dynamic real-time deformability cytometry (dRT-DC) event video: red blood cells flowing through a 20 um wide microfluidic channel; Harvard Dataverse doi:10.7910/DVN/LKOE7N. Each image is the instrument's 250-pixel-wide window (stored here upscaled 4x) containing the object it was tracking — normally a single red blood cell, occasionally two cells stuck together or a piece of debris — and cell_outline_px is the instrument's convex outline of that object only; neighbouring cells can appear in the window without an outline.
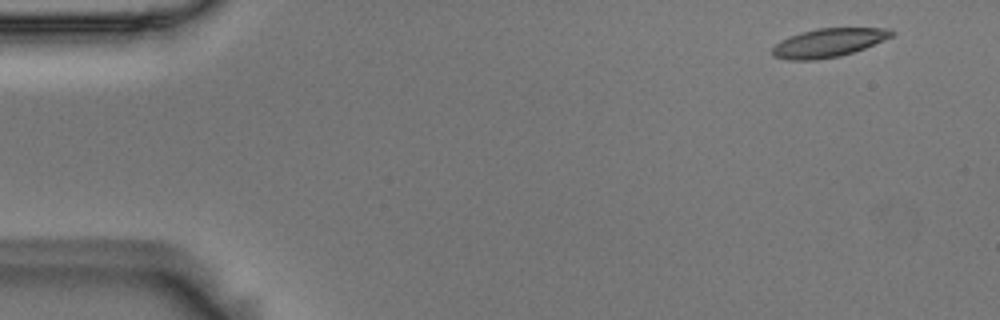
{"species": "Egyptian fruit bat (a non-hibernating species)", "species_latin": "Rousettus aegyptiacus", "temperature_condition": "room temperature", "stored_images_in_passage": 5, "camera_frame_rate_fps": 3000, "um_per_image_px": 0.085, "animal": {"sex": "male"}, "frame": {"image": 1, "passage_image": 1, "time_ms": 0.0, "image_size_px": [1000, 320], "cell_outline_px": [[896, 32], [892, 36], [884, 40], [864, 48], [840, 56], [816, 60], [788, 60], [772, 56], [772, 48], [780, 40], [788, 36], [800, 32], [816, 28], [888, 28]], "centroid_in_image_um": [70.39, 3.63], "position_along_channel_um": 14.6, "area_um2": 20.0}}
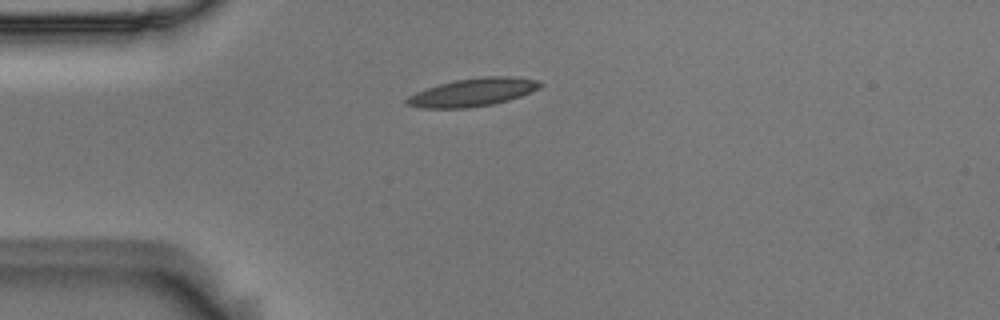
{"frame": {"image": 2, "passage_image": 4, "time_ms": 1.0, "image_size_px": [1000, 320], "cell_outline_px": [[544, 84], [540, 88], [532, 92], [508, 100], [492, 104], [468, 108], [424, 108], [404, 104], [404, 100], [408, 96], [416, 92], [440, 84], [456, 80], [484, 76], [508, 76], [540, 80]], "centroid_in_image_um": [40.22, 7.84], "position_along_channel_um": 44.8, "area_um2": 21.79}}
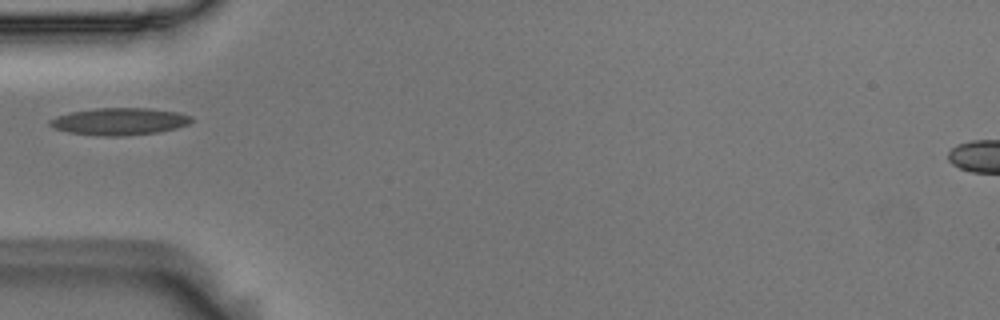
{"frame": {"image": 3, "passage_image": 5, "time_ms": 1.333, "image_size_px": [1000, 320], "cell_outline_px": [[192, 120], [188, 124], [176, 128], [156, 132], [128, 136], [96, 136], [68, 132], [56, 128], [48, 124], [48, 120], [56, 116], [72, 112], [96, 108], [148, 108], [176, 112], [192, 116]], "centroid_in_image_um": [10.13, 10.33], "position_along_channel_um": 74.9, "area_um2": 22.37}}